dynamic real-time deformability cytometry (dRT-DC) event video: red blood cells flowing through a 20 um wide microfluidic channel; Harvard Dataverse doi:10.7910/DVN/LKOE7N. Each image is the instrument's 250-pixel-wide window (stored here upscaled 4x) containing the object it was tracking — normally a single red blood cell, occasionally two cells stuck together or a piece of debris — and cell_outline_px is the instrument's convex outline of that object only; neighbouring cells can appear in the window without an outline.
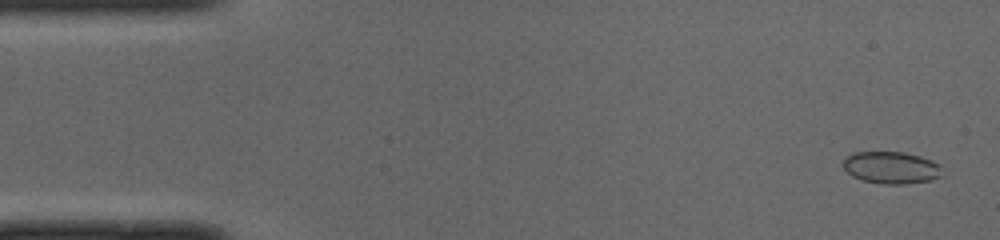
{"species": "common noctule bat (a hibernating species)", "species_latin": "Nyctalus noctula", "temperature_condition": "cold", "stored_images_in_passage": 50, "camera_frame_rate_fps": 3000, "um_per_image_px": 0.085, "animal": {"sex": "male", "body_mass_g": 19.0, "forearm_length_mm": 50.8}, "frame": {"image": 1, "passage_image": 2, "time_ms": 0.333, "image_size_px": [1000, 240], "cell_outline_px": [[940, 176], [932, 180], [904, 184], [884, 184], [864, 180], [852, 176], [844, 168], [844, 160], [852, 152], [904, 152], [920, 156], [940, 164]], "centroid_in_image_um": [75.76, 14.24], "position_along_channel_um": 9.2, "area_um2": 18.32}}
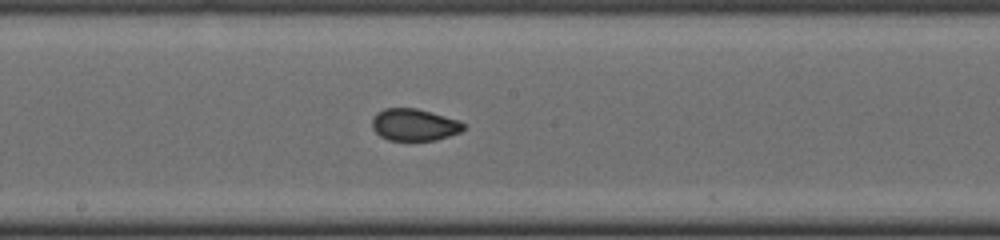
{"frame": {"image": 2, "passage_image": 26, "time_ms": 8.333, "image_size_px": [1000, 240], "cell_outline_px": [[464, 128], [460, 132], [436, 140], [388, 140], [380, 136], [372, 128], [372, 120], [376, 112], [384, 108], [416, 108], [432, 112], [460, 120], [464, 124]], "centroid_in_image_um": [35.2, 10.59], "position_along_channel_um": 213.0, "area_um2": 17.11}}
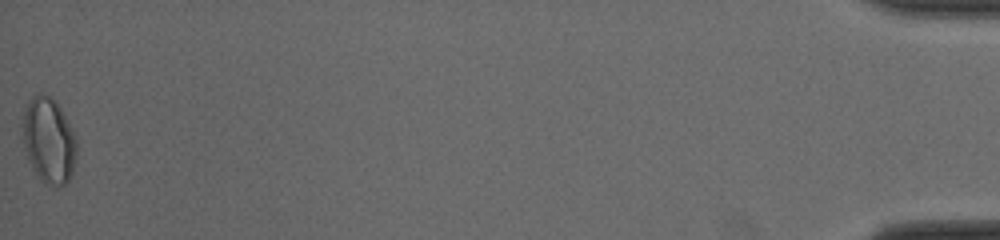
{"frame": {"image": 3, "passage_image": 50, "time_ms": 16.333, "image_size_px": [1000, 240], "cell_outline_px": [[76, 152], [72, 172], [68, 180], [60, 188], [56, 188], [40, 180], [28, 160], [24, 144], [24, 108], [28, 100], [40, 92], [56, 100], [76, 140]], "centroid_in_image_um": [4.14, 11.95], "position_along_channel_um": 431.1, "area_um2": 26.47}, "authors_computed_cell_mechanics": {"area_um2": 17.8891, "velocity_mm_per_s": 4.0018, "shape_relaxation_time_tau1_ms": 7.5294, "shape_relaxation_time_tau2_ms": 0.9628, "deformation_change_tau1": 0.1491, "deformation_change_tau2": 0.0382}}